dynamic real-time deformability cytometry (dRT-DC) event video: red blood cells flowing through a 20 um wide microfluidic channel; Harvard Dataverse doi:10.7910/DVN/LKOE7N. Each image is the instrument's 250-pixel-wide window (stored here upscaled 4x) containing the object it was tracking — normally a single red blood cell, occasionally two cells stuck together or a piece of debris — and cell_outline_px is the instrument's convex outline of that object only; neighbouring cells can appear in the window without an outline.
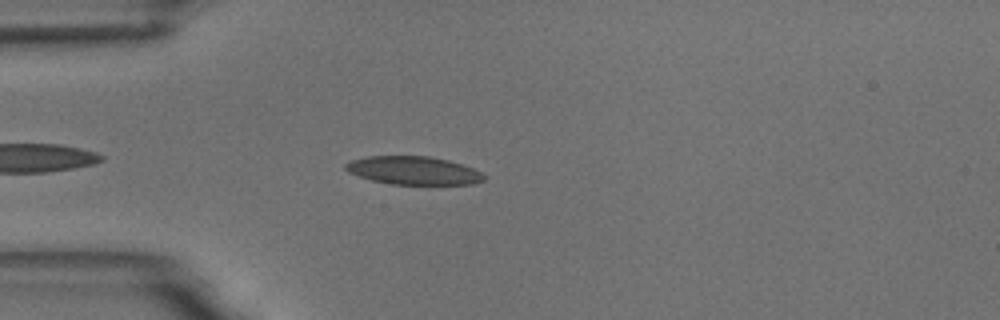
{"species": "common noctule bat (a hibernating species)", "species_latin": "Nyctalus noctula", "temperature_condition": "room temperature", "stored_images_in_passage": 40, "camera_frame_rate_fps": 3000, "um_per_image_px": 0.085, "animal": {"sex": "male", "body_mass_g": 18.8}, "frame": {"image": 1, "passage_image": 5, "time_ms": 1.333, "image_size_px": [1000, 320], "cell_outline_px": [[488, 176], [484, 180], [472, 184], [392, 184], [372, 180], [348, 172], [344, 168], [344, 164], [352, 160], [368, 156], [428, 156], [448, 160], [472, 168]], "centroid_in_image_um": [35.15, 14.49], "position_along_channel_um": 49.9, "area_um2": 22.6}}
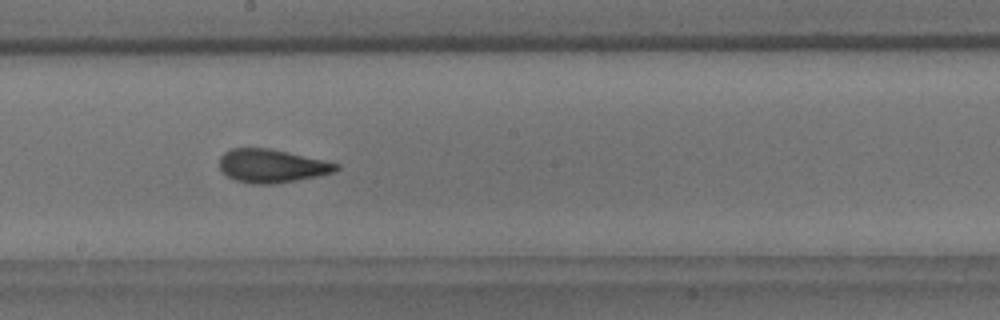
{"frame": {"image": 2, "passage_image": 21, "time_ms": 6.667, "image_size_px": [1000, 320], "cell_outline_px": [[340, 168], [336, 172], [296, 180], [272, 184], [252, 184], [236, 180], [228, 176], [220, 168], [220, 156], [224, 152], [232, 148], [268, 148], [288, 152], [324, 160], [340, 164]], "centroid_in_image_um": [23.12, 14.1], "position_along_channel_um": 225.1, "area_um2": 22.6}}
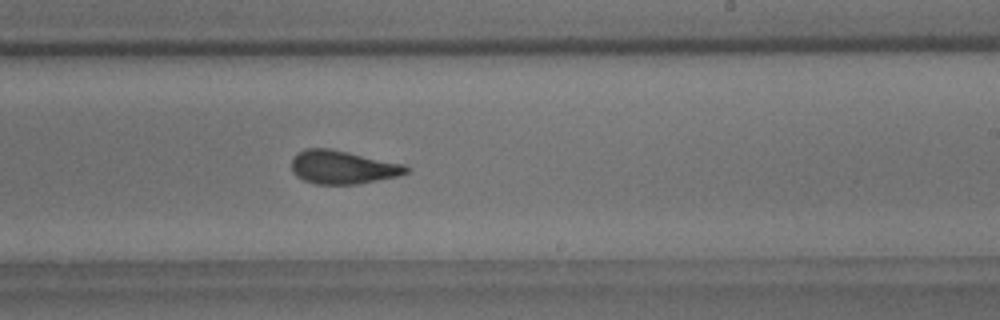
{"frame": {"image": 3, "passage_image": 24, "time_ms": 7.667, "image_size_px": [1000, 320], "cell_outline_px": [[408, 172], [400, 176], [356, 184], [316, 184], [304, 180], [296, 176], [292, 172], [292, 156], [296, 152], [304, 148], [328, 148], [348, 152], [404, 164], [408, 168]], "centroid_in_image_um": [29.09, 14.21], "position_along_channel_um": 259.9, "area_um2": 22.37}, "authors_computed_cell_mechanics": {"area_um2": 22.5998, "velocity_mm_per_s": 3.4829, "shape_relaxation_time_tau1_ms": 5.374, "shape_relaxation_time_tau2_ms": 1.565, "deformation_change_tau1": 0.1485, "deformation_change_tau2": 0.104}}